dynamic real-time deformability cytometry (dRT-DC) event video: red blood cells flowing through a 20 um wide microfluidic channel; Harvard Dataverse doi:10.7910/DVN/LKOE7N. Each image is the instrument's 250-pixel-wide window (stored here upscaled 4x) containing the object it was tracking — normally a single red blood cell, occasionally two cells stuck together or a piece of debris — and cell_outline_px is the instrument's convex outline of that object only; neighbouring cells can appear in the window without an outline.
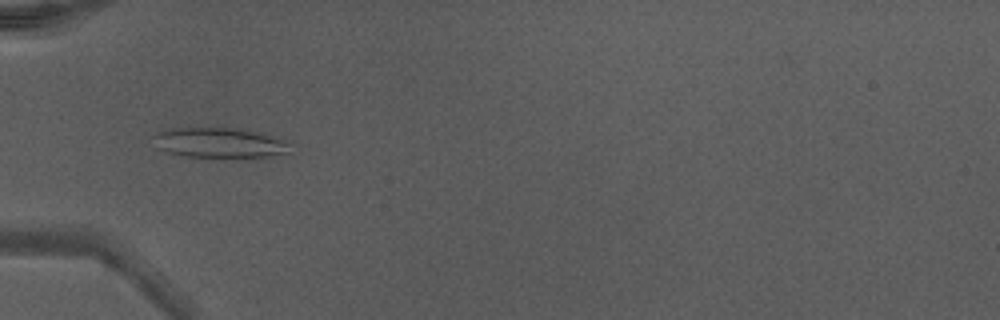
{"species": "Egyptian fruit bat (a non-hibernating species)", "species_latin": "Rousettus aegyptiacus", "temperature_condition": "warm", "stored_images_in_passage": 5, "camera_frame_rate_fps": 3000, "um_per_image_px": 0.085, "animal": {"sex": "male"}, "frame": {"image": 1, "passage_image": 2, "time_ms": 0.333, "image_size_px": [1000, 320], "cell_outline_px": [[292, 144], [288, 152], [268, 160], [228, 160], [188, 156], [168, 152], [156, 148], [152, 136], [160, 132], [172, 128], [236, 128], [260, 132], [284, 140]], "centroid_in_image_um": [18.8, 12.21], "position_along_channel_um": 66.2, "area_um2": 25.55}}